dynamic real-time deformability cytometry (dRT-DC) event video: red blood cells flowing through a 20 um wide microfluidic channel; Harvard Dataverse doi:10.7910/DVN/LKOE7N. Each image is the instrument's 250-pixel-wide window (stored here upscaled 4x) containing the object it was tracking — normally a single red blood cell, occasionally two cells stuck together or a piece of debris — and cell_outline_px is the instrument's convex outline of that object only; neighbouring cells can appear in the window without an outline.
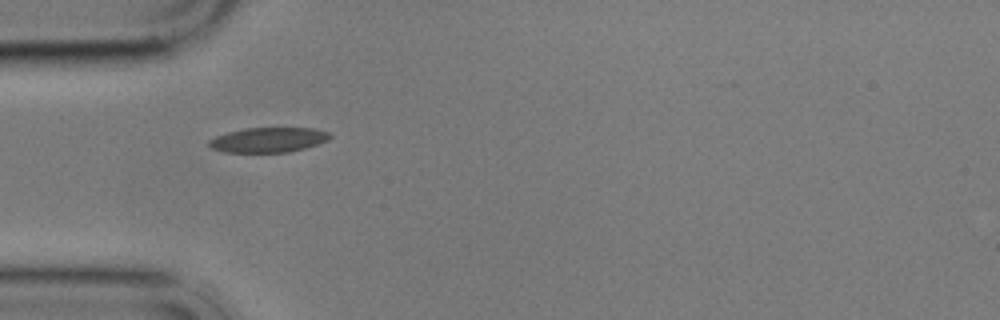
{"species": "common noctule bat (a hibernating species)", "species_latin": "Nyctalus noctula", "temperature_condition": "cold", "stored_images_in_passage": 4, "camera_frame_rate_fps": 3000, "um_per_image_px": 0.085, "animal": {"sex": "male", "body_mass_g": 17.9}, "frame": {"image": 1, "passage_image": 1, "time_ms": 0.0, "image_size_px": [1000, 320], "cell_outline_px": [[332, 136], [328, 140], [304, 148], [288, 152], [224, 152], [212, 148], [208, 144], [208, 140], [216, 136], [228, 132], [244, 128], [312, 128], [328, 132]], "centroid_in_image_um": [22.79, 11.88], "position_along_channel_um": 62.2, "area_um2": 17.4}}
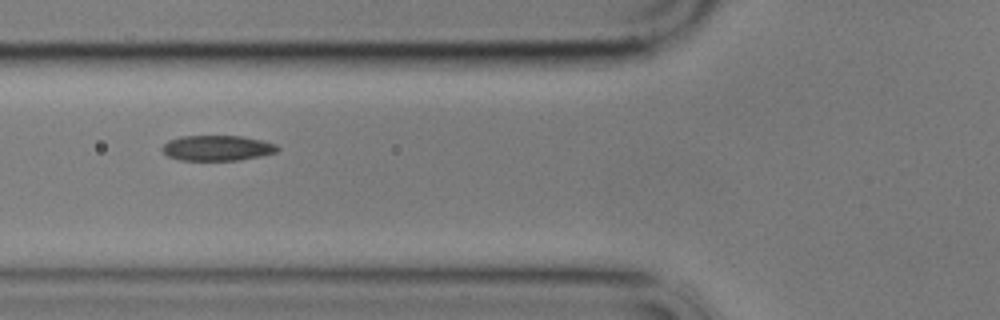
{"frame": {"image": 2, "passage_image": 2, "time_ms": 1.333, "image_size_px": [1000, 320], "cell_outline_px": [[280, 148], [276, 152], [260, 156], [240, 160], [180, 160], [168, 156], [160, 148], [168, 140], [180, 136], [240, 136], [260, 140], [276, 144]], "centroid_in_image_um": [18.44, 12.58], "position_along_channel_um": 107.4, "area_um2": 16.99}}
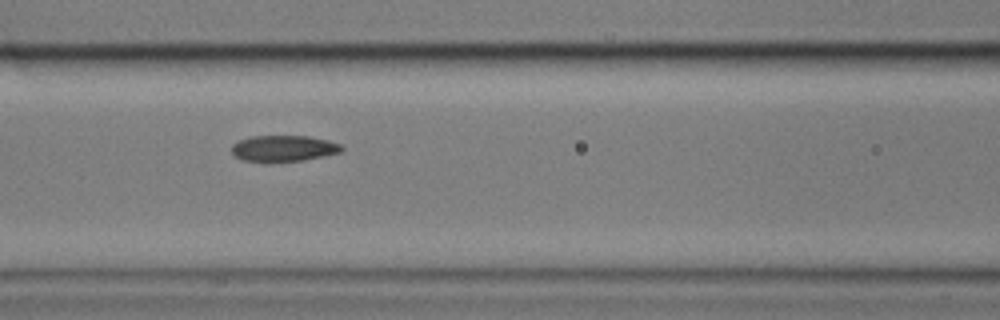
{"frame": {"image": 3, "passage_image": 3, "time_ms": 2.333, "image_size_px": [1000, 320], "cell_outline_px": [[344, 148], [340, 152], [304, 160], [268, 164], [264, 164], [244, 160], [236, 156], [232, 152], [232, 144], [240, 140], [252, 136], [308, 136], [328, 140], [340, 144]], "centroid_in_image_um": [24.08, 12.64], "position_along_channel_um": 142.5, "area_um2": 17.11}}